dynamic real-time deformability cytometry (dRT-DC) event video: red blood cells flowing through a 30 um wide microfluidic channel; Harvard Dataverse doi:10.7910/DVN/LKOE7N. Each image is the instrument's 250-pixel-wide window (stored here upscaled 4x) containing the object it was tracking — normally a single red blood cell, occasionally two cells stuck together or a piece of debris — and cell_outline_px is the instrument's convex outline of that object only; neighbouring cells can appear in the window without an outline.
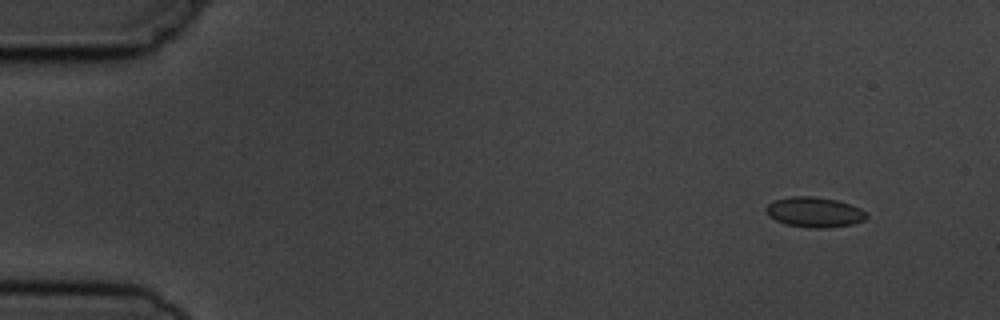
{"species": "common noctule bat (a hibernating species)", "species_latin": "Nyctalus noctula", "temperature_condition": "cold", "stored_images_in_passage": 6, "segment_of_instrument_passage": [1, 2], "camera_frame_rate_fps": 3000, "um_per_image_px": 0.085, "animal": {"sex": "male", "body_mass_g": 19.5, "forearm_length_mm": 54.6}, "frame": {"image": 1, "passage_image": 2, "time_ms": 1.0, "image_size_px": [1000, 320], "cell_outline_px": [[868, 216], [864, 220], [852, 224], [824, 228], [808, 228], [784, 224], [768, 216], [764, 212], [764, 208], [768, 204], [776, 200], [788, 196], [812, 196], [836, 200], [860, 208]], "centroid_in_image_um": [69.17, 18.04], "position_along_channel_um": 15.8, "area_um2": 17.69}}